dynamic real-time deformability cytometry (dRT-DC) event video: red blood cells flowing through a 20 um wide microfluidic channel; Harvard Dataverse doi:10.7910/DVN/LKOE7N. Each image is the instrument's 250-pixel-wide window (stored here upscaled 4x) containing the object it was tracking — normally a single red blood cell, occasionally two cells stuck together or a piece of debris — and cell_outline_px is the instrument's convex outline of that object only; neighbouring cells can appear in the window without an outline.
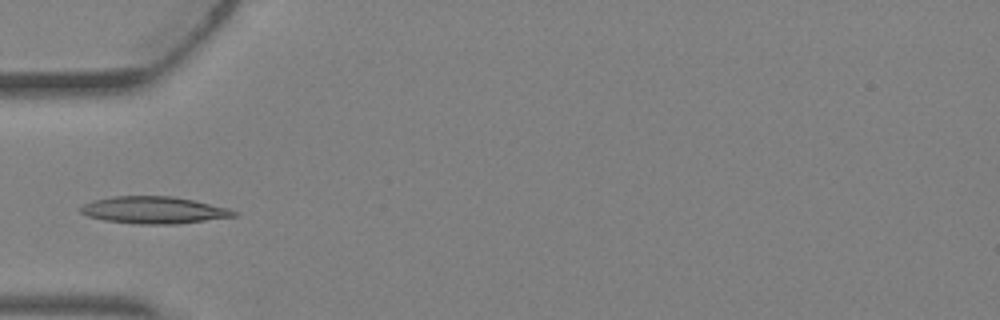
{"species": "Egyptian fruit bat (a non-hibernating species)", "species_latin": "Rousettus aegyptiacus", "temperature_condition": "warm", "stored_images_in_passage": 4, "camera_frame_rate_fps": 3000, "um_per_image_px": 0.085, "animal": {"sex": "female"}, "frame": {"image": 1, "passage_image": 4, "time_ms": 1.0, "image_size_px": [1000, 320], "cell_outline_px": [[240, 212], [236, 216], [176, 224], [136, 224], [104, 220], [88, 216], [80, 212], [80, 208], [84, 204], [92, 200], [112, 196], [172, 196], [192, 200], [228, 208]], "centroid_in_image_um": [13.06, 17.86], "position_along_channel_um": 71.9, "area_um2": 24.1}}